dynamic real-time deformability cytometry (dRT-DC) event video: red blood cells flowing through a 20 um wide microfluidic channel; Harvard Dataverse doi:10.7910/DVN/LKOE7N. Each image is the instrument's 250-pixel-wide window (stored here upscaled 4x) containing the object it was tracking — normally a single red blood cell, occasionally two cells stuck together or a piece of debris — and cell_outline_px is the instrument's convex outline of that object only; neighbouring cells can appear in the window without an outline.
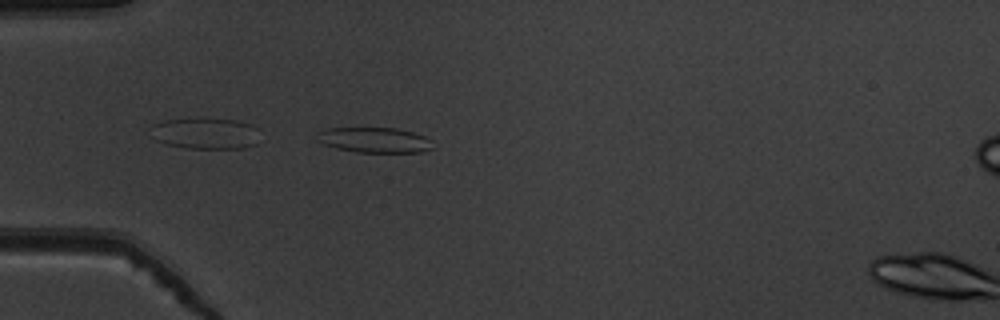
{"species": "common noctule bat (a hibernating species)", "species_latin": "Nyctalus noctula", "temperature_condition": "warm", "stored_images_in_passage": 37, "camera_frame_rate_fps": 3000, "um_per_image_px": 0.085, "animal": {"sex": "male", "body_mass_g": 19.5, "forearm_length_mm": 54.6}, "frame": {"image": 1, "passage_image": 1, "time_ms": 0.0, "image_size_px": [1000, 320], "cell_outline_px": [[432, 148], [420, 152], [356, 152], [336, 148], [324, 144], [316, 140], [316, 132], [328, 128], [396, 128], [412, 132], [424, 136], [432, 140]], "centroid_in_image_um": [31.8, 11.9], "position_along_channel_um": 53.2, "area_um2": 17.05}}
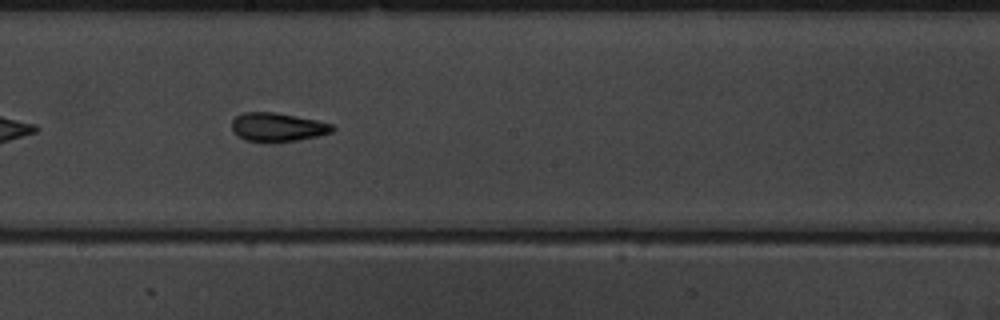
{"frame": {"image": 2, "passage_image": 15, "time_ms": 4.667, "image_size_px": [1000, 320], "cell_outline_px": [[336, 128], [332, 132], [320, 136], [296, 140], [244, 140], [236, 136], [232, 132], [232, 120], [236, 116], [244, 112], [276, 112], [316, 120], [332, 124]], "centroid_in_image_um": [23.59, 10.78], "position_along_channel_um": 224.6, "area_um2": 16.59}}
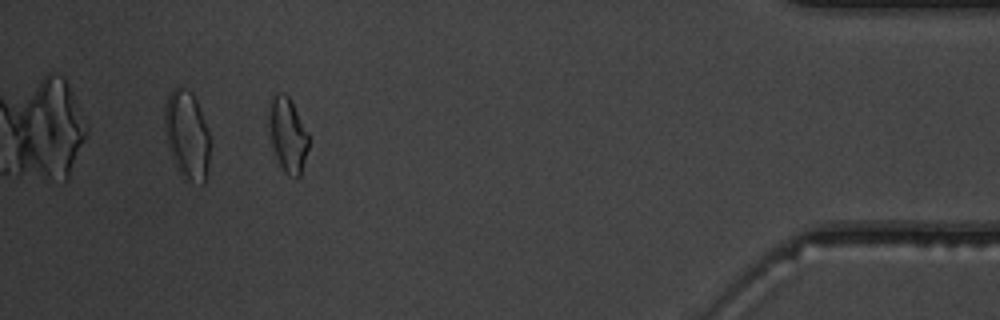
{"frame": {"image": 3, "passage_image": 33, "time_ms": 10.667, "image_size_px": [1000, 320], "cell_outline_px": [[308, 148], [300, 176], [296, 180], [288, 176], [284, 172], [276, 156], [272, 144], [268, 124], [268, 108], [272, 92], [284, 92], [292, 100], [308, 132]], "centroid_in_image_um": [24.44, 11.41], "position_along_channel_um": 410.8, "area_um2": 17.69}, "authors_computed_cell_mechanics": {"area_um2": 16.762, "velocity_mm_per_s": 3.9322, "shape_relaxation_time_tau1_ms": 9.5731, "shape_relaxation_time_tau2_ms": 1.1753, "deformation_change_tau1": 0.2511, "deformation_change_tau2": 0.0683}}